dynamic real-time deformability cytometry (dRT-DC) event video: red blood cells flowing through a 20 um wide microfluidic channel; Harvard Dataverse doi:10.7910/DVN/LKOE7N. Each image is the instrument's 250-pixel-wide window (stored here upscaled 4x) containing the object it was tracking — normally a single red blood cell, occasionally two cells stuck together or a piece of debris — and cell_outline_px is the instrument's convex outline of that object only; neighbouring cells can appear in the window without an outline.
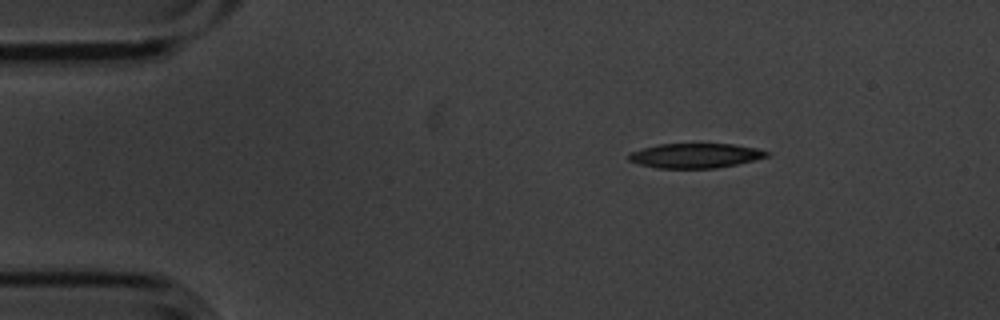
{"species": "common noctule bat (a hibernating species)", "species_latin": "Nyctalus noctula", "temperature_condition": "cold", "stored_images_in_passage": 3, "camera_frame_rate_fps": 3000, "um_per_image_px": 0.085, "animal": {"sex": "male", "body_mass_g": 20.1, "forearm_length_mm": 53.5}, "frame": {"image": 1, "passage_image": 1, "time_ms": 0.0, "image_size_px": [1000, 320], "cell_outline_px": [[772, 152], [768, 156], [736, 164], [716, 168], [656, 168], [640, 164], [628, 160], [628, 156], [632, 152], [644, 148], [660, 144], [732, 144], [756, 148]], "centroid_in_image_um": [59.12, 13.23], "position_along_channel_um": 25.9, "area_um2": 19.59}}